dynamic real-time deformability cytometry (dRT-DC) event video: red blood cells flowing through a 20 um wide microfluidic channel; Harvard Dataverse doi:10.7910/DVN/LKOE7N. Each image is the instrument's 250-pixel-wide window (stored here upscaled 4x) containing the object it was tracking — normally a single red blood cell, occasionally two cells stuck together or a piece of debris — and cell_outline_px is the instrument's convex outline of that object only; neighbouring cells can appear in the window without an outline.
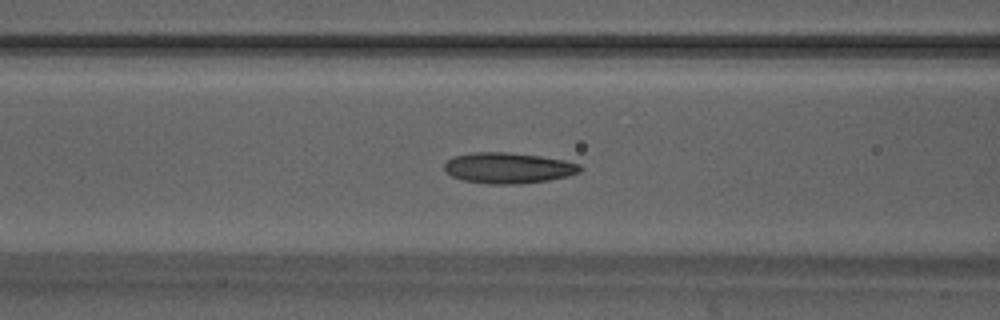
{"species": "Egyptian fruit bat (a non-hibernating species)", "species_latin": "Rousettus aegyptiacus", "temperature_condition": "warm", "stored_images_in_passage": 49, "camera_frame_rate_fps": 3000, "um_per_image_px": 0.085, "animal": {"sex": "male"}, "frame": {"image": 1, "passage_image": 20, "time_ms": 6.333, "image_size_px": [1000, 320], "cell_outline_px": [[584, 168], [580, 172], [568, 176], [548, 180], [520, 184], [488, 184], [464, 180], [452, 176], [444, 168], [444, 164], [452, 156], [472, 152], [504, 152], [540, 156], [564, 160], [580, 164]], "centroid_in_image_um": [43.22, 14.27], "position_along_channel_um": 123.4, "area_um2": 24.39}}
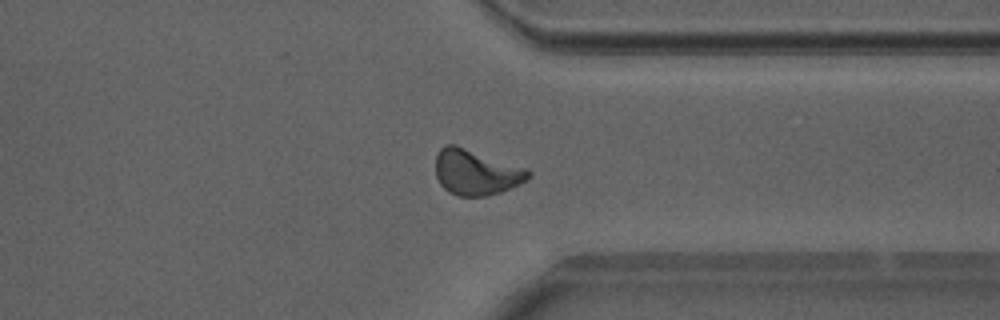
{"frame": {"image": 2, "passage_image": 38, "time_ms": 12.333, "image_size_px": [1000, 320], "cell_outline_px": [[532, 176], [528, 180], [520, 184], [500, 192], [488, 196], [456, 196], [448, 192], [440, 184], [436, 176], [436, 156], [440, 148], [444, 144], [456, 144], [524, 168], [532, 172]], "centroid_in_image_um": [40.44, 14.65], "position_along_channel_um": 371.0, "area_um2": 24.68}}
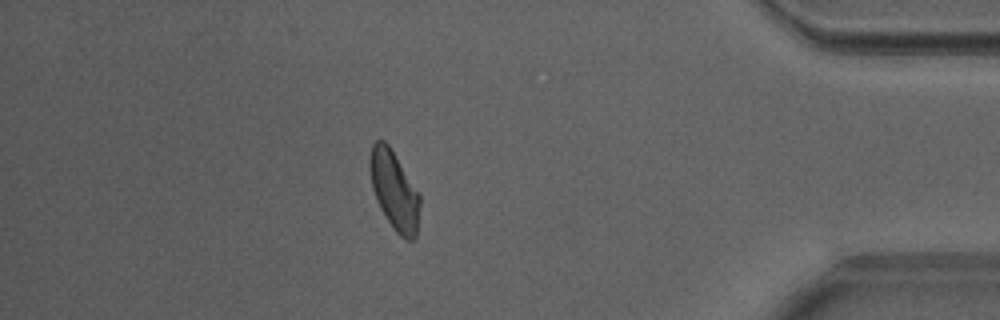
{"frame": {"image": 3, "passage_image": 43, "time_ms": 14.0, "image_size_px": [1000, 320], "cell_outline_px": [[420, 204], [416, 236], [412, 240], [408, 240], [400, 236], [392, 228], [380, 208], [376, 200], [372, 188], [368, 168], [368, 160], [372, 144], [376, 140], [384, 140], [388, 144], [420, 192]], "centroid_in_image_um": [33.5, 16.17], "position_along_channel_um": 401.7, "area_um2": 23.35}, "authors_computed_cell_mechanics": {"area_um2": 23.0622, "velocity_mm_per_s": 4.1493, "shape_relaxation_time_tau1_ms": 7.4922, "shape_relaxation_time_tau2_ms": 2.5176, "deformation_change_tau1": 0.1881, "deformation_change_tau2": 0.092}}